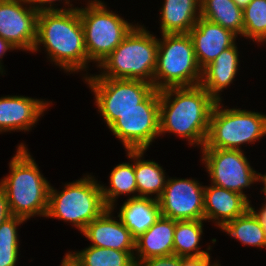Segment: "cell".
<instances>
[{"mask_svg":"<svg viewBox=\"0 0 266 266\" xmlns=\"http://www.w3.org/2000/svg\"><path fill=\"white\" fill-rule=\"evenodd\" d=\"M174 96V97H173ZM216 101L199 84L160 90V136L174 133L190 145H205Z\"/></svg>","mask_w":266,"mask_h":266,"instance_id":"6da1fadb","label":"cell"},{"mask_svg":"<svg viewBox=\"0 0 266 266\" xmlns=\"http://www.w3.org/2000/svg\"><path fill=\"white\" fill-rule=\"evenodd\" d=\"M40 44L45 47L48 58L66 72L86 71L88 56L78 7L39 12L33 52L38 51Z\"/></svg>","mask_w":266,"mask_h":266,"instance_id":"7a4b0ae2","label":"cell"},{"mask_svg":"<svg viewBox=\"0 0 266 266\" xmlns=\"http://www.w3.org/2000/svg\"><path fill=\"white\" fill-rule=\"evenodd\" d=\"M23 143L9 162L10 174L0 181L12 216L46 217L50 184L40 173L38 165Z\"/></svg>","mask_w":266,"mask_h":266,"instance_id":"3957f363","label":"cell"},{"mask_svg":"<svg viewBox=\"0 0 266 266\" xmlns=\"http://www.w3.org/2000/svg\"><path fill=\"white\" fill-rule=\"evenodd\" d=\"M158 39L137 25L97 67L96 77L142 80L153 84L157 64Z\"/></svg>","mask_w":266,"mask_h":266,"instance_id":"277c9868","label":"cell"},{"mask_svg":"<svg viewBox=\"0 0 266 266\" xmlns=\"http://www.w3.org/2000/svg\"><path fill=\"white\" fill-rule=\"evenodd\" d=\"M201 79L202 69L196 60L191 36L188 33L162 34V39H158L154 89L195 86Z\"/></svg>","mask_w":266,"mask_h":266,"instance_id":"5b68a950","label":"cell"},{"mask_svg":"<svg viewBox=\"0 0 266 266\" xmlns=\"http://www.w3.org/2000/svg\"><path fill=\"white\" fill-rule=\"evenodd\" d=\"M100 185L94 177L87 175L65 184L61 192L50 186L46 217L69 221L82 232L108 208Z\"/></svg>","mask_w":266,"mask_h":266,"instance_id":"8992f818","label":"cell"},{"mask_svg":"<svg viewBox=\"0 0 266 266\" xmlns=\"http://www.w3.org/2000/svg\"><path fill=\"white\" fill-rule=\"evenodd\" d=\"M216 102L209 121V130L202 148L241 150L266 135V115L241 109H222Z\"/></svg>","mask_w":266,"mask_h":266,"instance_id":"52a82bcc","label":"cell"},{"mask_svg":"<svg viewBox=\"0 0 266 266\" xmlns=\"http://www.w3.org/2000/svg\"><path fill=\"white\" fill-rule=\"evenodd\" d=\"M78 10L84 29L88 63L94 61L99 65L135 27L108 10L100 0H89L85 8Z\"/></svg>","mask_w":266,"mask_h":266,"instance_id":"ba28073f","label":"cell"},{"mask_svg":"<svg viewBox=\"0 0 266 266\" xmlns=\"http://www.w3.org/2000/svg\"><path fill=\"white\" fill-rule=\"evenodd\" d=\"M99 113L109 127L125 112L139 107V104L154 90L153 84L142 80L113 79L85 76Z\"/></svg>","mask_w":266,"mask_h":266,"instance_id":"9c48e42d","label":"cell"},{"mask_svg":"<svg viewBox=\"0 0 266 266\" xmlns=\"http://www.w3.org/2000/svg\"><path fill=\"white\" fill-rule=\"evenodd\" d=\"M160 90L154 89L139 107L120 115L108 128L127 150H147L159 133Z\"/></svg>","mask_w":266,"mask_h":266,"instance_id":"30bf717a","label":"cell"},{"mask_svg":"<svg viewBox=\"0 0 266 266\" xmlns=\"http://www.w3.org/2000/svg\"><path fill=\"white\" fill-rule=\"evenodd\" d=\"M202 161L205 163L211 183L248 197L243 193L258 182V173L250 166L243 150L201 148Z\"/></svg>","mask_w":266,"mask_h":266,"instance_id":"8fae6325","label":"cell"},{"mask_svg":"<svg viewBox=\"0 0 266 266\" xmlns=\"http://www.w3.org/2000/svg\"><path fill=\"white\" fill-rule=\"evenodd\" d=\"M158 202L163 217L175 221L205 220L204 186L195 179L168 178Z\"/></svg>","mask_w":266,"mask_h":266,"instance_id":"7c38bea8","label":"cell"},{"mask_svg":"<svg viewBox=\"0 0 266 266\" xmlns=\"http://www.w3.org/2000/svg\"><path fill=\"white\" fill-rule=\"evenodd\" d=\"M26 0H0V36L16 49L31 51L37 38V12Z\"/></svg>","mask_w":266,"mask_h":266,"instance_id":"4fadbf2b","label":"cell"},{"mask_svg":"<svg viewBox=\"0 0 266 266\" xmlns=\"http://www.w3.org/2000/svg\"><path fill=\"white\" fill-rule=\"evenodd\" d=\"M188 34L192 38L196 60L202 70L222 51L231 47L238 37L231 30L202 17Z\"/></svg>","mask_w":266,"mask_h":266,"instance_id":"5bb4252c","label":"cell"},{"mask_svg":"<svg viewBox=\"0 0 266 266\" xmlns=\"http://www.w3.org/2000/svg\"><path fill=\"white\" fill-rule=\"evenodd\" d=\"M49 104L46 100L26 96L0 97V132L29 131Z\"/></svg>","mask_w":266,"mask_h":266,"instance_id":"9a60e30c","label":"cell"},{"mask_svg":"<svg viewBox=\"0 0 266 266\" xmlns=\"http://www.w3.org/2000/svg\"><path fill=\"white\" fill-rule=\"evenodd\" d=\"M107 208L97 219L91 221L81 232L91 241L90 246L109 248L119 251H135V238L121 219L116 221Z\"/></svg>","mask_w":266,"mask_h":266,"instance_id":"2e32d148","label":"cell"},{"mask_svg":"<svg viewBox=\"0 0 266 266\" xmlns=\"http://www.w3.org/2000/svg\"><path fill=\"white\" fill-rule=\"evenodd\" d=\"M251 204L243 195L211 184L204 187V217L219 228L243 215Z\"/></svg>","mask_w":266,"mask_h":266,"instance_id":"e0dca14e","label":"cell"},{"mask_svg":"<svg viewBox=\"0 0 266 266\" xmlns=\"http://www.w3.org/2000/svg\"><path fill=\"white\" fill-rule=\"evenodd\" d=\"M175 220L160 216L143 234L135 239L136 265L145 259L174 254Z\"/></svg>","mask_w":266,"mask_h":266,"instance_id":"ac0fdd59","label":"cell"},{"mask_svg":"<svg viewBox=\"0 0 266 266\" xmlns=\"http://www.w3.org/2000/svg\"><path fill=\"white\" fill-rule=\"evenodd\" d=\"M236 42L222 51L216 59L202 70L200 85L216 101L222 99L219 92L230 86L238 72L239 58Z\"/></svg>","mask_w":266,"mask_h":266,"instance_id":"d6986e66","label":"cell"},{"mask_svg":"<svg viewBox=\"0 0 266 266\" xmlns=\"http://www.w3.org/2000/svg\"><path fill=\"white\" fill-rule=\"evenodd\" d=\"M160 216L158 199L153 197H129L118 213V218L135 239L146 232Z\"/></svg>","mask_w":266,"mask_h":266,"instance_id":"ffe728a7","label":"cell"},{"mask_svg":"<svg viewBox=\"0 0 266 266\" xmlns=\"http://www.w3.org/2000/svg\"><path fill=\"white\" fill-rule=\"evenodd\" d=\"M160 12L162 34L189 33L200 18V0H164Z\"/></svg>","mask_w":266,"mask_h":266,"instance_id":"44dd1931","label":"cell"},{"mask_svg":"<svg viewBox=\"0 0 266 266\" xmlns=\"http://www.w3.org/2000/svg\"><path fill=\"white\" fill-rule=\"evenodd\" d=\"M128 158L133 159L132 164L130 163H122L118 164L110 173V187L107 188L104 185L101 186V191L103 195L104 202L108 208H112L114 210L115 201H117V197L120 195H128L134 194L131 198H136L137 193V185L135 179V150H127Z\"/></svg>","mask_w":266,"mask_h":266,"instance_id":"7402d4cb","label":"cell"},{"mask_svg":"<svg viewBox=\"0 0 266 266\" xmlns=\"http://www.w3.org/2000/svg\"><path fill=\"white\" fill-rule=\"evenodd\" d=\"M200 17L243 36V9L233 0H200Z\"/></svg>","mask_w":266,"mask_h":266,"instance_id":"603a6c76","label":"cell"},{"mask_svg":"<svg viewBox=\"0 0 266 266\" xmlns=\"http://www.w3.org/2000/svg\"><path fill=\"white\" fill-rule=\"evenodd\" d=\"M145 150H135V179L138 197H149L152 194L158 199L166 186L165 170L155 161L141 160Z\"/></svg>","mask_w":266,"mask_h":266,"instance_id":"cb8c5ba5","label":"cell"},{"mask_svg":"<svg viewBox=\"0 0 266 266\" xmlns=\"http://www.w3.org/2000/svg\"><path fill=\"white\" fill-rule=\"evenodd\" d=\"M221 230L244 245L266 247V231L251 208L243 215L228 222Z\"/></svg>","mask_w":266,"mask_h":266,"instance_id":"d4e9b609","label":"cell"},{"mask_svg":"<svg viewBox=\"0 0 266 266\" xmlns=\"http://www.w3.org/2000/svg\"><path fill=\"white\" fill-rule=\"evenodd\" d=\"M78 266H137L134 251H119L88 246L78 252H68Z\"/></svg>","mask_w":266,"mask_h":266,"instance_id":"484cf974","label":"cell"},{"mask_svg":"<svg viewBox=\"0 0 266 266\" xmlns=\"http://www.w3.org/2000/svg\"><path fill=\"white\" fill-rule=\"evenodd\" d=\"M203 221L183 220L175 221L174 254L181 257H200L209 252L199 250V242L203 234Z\"/></svg>","mask_w":266,"mask_h":266,"instance_id":"4316f807","label":"cell"},{"mask_svg":"<svg viewBox=\"0 0 266 266\" xmlns=\"http://www.w3.org/2000/svg\"><path fill=\"white\" fill-rule=\"evenodd\" d=\"M26 220L10 216L0 226V266H16L19 255L17 226Z\"/></svg>","mask_w":266,"mask_h":266,"instance_id":"83f0119b","label":"cell"},{"mask_svg":"<svg viewBox=\"0 0 266 266\" xmlns=\"http://www.w3.org/2000/svg\"><path fill=\"white\" fill-rule=\"evenodd\" d=\"M243 36L266 43V0H252L243 9Z\"/></svg>","mask_w":266,"mask_h":266,"instance_id":"f1b7e54d","label":"cell"},{"mask_svg":"<svg viewBox=\"0 0 266 266\" xmlns=\"http://www.w3.org/2000/svg\"><path fill=\"white\" fill-rule=\"evenodd\" d=\"M137 266H181V256L171 254L140 261Z\"/></svg>","mask_w":266,"mask_h":266,"instance_id":"f546056e","label":"cell"},{"mask_svg":"<svg viewBox=\"0 0 266 266\" xmlns=\"http://www.w3.org/2000/svg\"><path fill=\"white\" fill-rule=\"evenodd\" d=\"M37 12H43V11H65V10H70V9H76V7L75 8H73V7H71V8H55V7H53L54 5H56V4H54L55 3V1H57V0H26ZM58 1H60V0H58ZM62 1V0H61ZM65 1V4H69L70 2V0H64ZM53 3V4H52ZM39 4V5H38ZM49 4V5H48ZM45 5H48V7L47 6H45ZM53 5V6H52Z\"/></svg>","mask_w":266,"mask_h":266,"instance_id":"4dcf8cb0","label":"cell"},{"mask_svg":"<svg viewBox=\"0 0 266 266\" xmlns=\"http://www.w3.org/2000/svg\"><path fill=\"white\" fill-rule=\"evenodd\" d=\"M210 254L200 257H181V266H219L220 264L214 263L211 265Z\"/></svg>","mask_w":266,"mask_h":266,"instance_id":"1f68e13d","label":"cell"},{"mask_svg":"<svg viewBox=\"0 0 266 266\" xmlns=\"http://www.w3.org/2000/svg\"><path fill=\"white\" fill-rule=\"evenodd\" d=\"M10 216H12V215H11L10 210H9L6 193L0 187V226Z\"/></svg>","mask_w":266,"mask_h":266,"instance_id":"d6a6232c","label":"cell"},{"mask_svg":"<svg viewBox=\"0 0 266 266\" xmlns=\"http://www.w3.org/2000/svg\"><path fill=\"white\" fill-rule=\"evenodd\" d=\"M16 50V47H14L10 42L4 40L1 36H0V73L3 74V68L1 65V59L3 58V55L6 54L5 52H7V50Z\"/></svg>","mask_w":266,"mask_h":266,"instance_id":"836d02e7","label":"cell"},{"mask_svg":"<svg viewBox=\"0 0 266 266\" xmlns=\"http://www.w3.org/2000/svg\"><path fill=\"white\" fill-rule=\"evenodd\" d=\"M250 208L256 213V215L259 217L263 228L266 231V202L265 204H263L262 208H260V210L257 212L255 210V208H253L252 206H250Z\"/></svg>","mask_w":266,"mask_h":266,"instance_id":"e575fe53","label":"cell"},{"mask_svg":"<svg viewBox=\"0 0 266 266\" xmlns=\"http://www.w3.org/2000/svg\"><path fill=\"white\" fill-rule=\"evenodd\" d=\"M64 257L65 258L62 260L61 266H78L67 253Z\"/></svg>","mask_w":266,"mask_h":266,"instance_id":"d590c367","label":"cell"},{"mask_svg":"<svg viewBox=\"0 0 266 266\" xmlns=\"http://www.w3.org/2000/svg\"><path fill=\"white\" fill-rule=\"evenodd\" d=\"M257 181L263 182L264 183V187L261 190V192H263L266 196V173L264 175H262L261 173H258V179ZM266 199V197H265Z\"/></svg>","mask_w":266,"mask_h":266,"instance_id":"8d00e7d4","label":"cell"},{"mask_svg":"<svg viewBox=\"0 0 266 266\" xmlns=\"http://www.w3.org/2000/svg\"><path fill=\"white\" fill-rule=\"evenodd\" d=\"M236 5L244 9L252 0H233Z\"/></svg>","mask_w":266,"mask_h":266,"instance_id":"74e56055","label":"cell"}]
</instances>
